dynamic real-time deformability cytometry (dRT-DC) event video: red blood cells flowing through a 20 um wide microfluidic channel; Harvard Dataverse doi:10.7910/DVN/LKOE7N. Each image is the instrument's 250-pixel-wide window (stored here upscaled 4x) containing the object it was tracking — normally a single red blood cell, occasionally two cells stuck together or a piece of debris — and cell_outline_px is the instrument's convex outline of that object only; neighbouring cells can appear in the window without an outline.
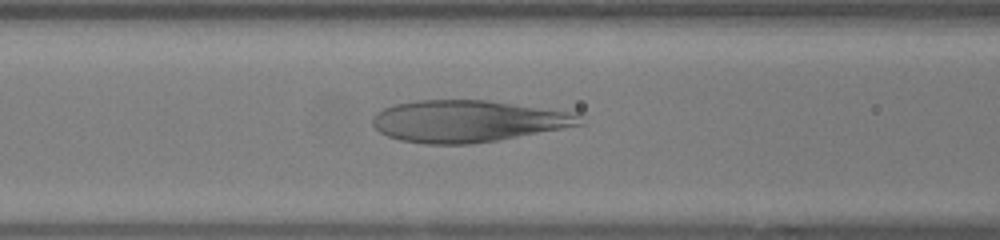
{"species": "human", "species_latin": "Homo sapiens", "temperature_condition": "warm", "stored_images_in_passage": 31, "camera_frame_rate_fps": 3000, "um_per_image_px": 0.085, "donor": {"sex": "female"}, "frame": {"image": 1, "passage_image": 6, "time_ms": 1.667, "image_size_px": [1000, 240], "cell_outline_px": [[584, 124], [564, 128], [496, 140], [472, 144], [424, 144], [400, 140], [388, 136], [380, 132], [372, 124], [372, 116], [376, 112], [384, 108], [396, 104], [416, 100], [488, 100], [580, 112]], "centroid_in_image_um": [39.8, 10.28], "position_along_channel_um": 126.8, "area_um2": 50.86}}
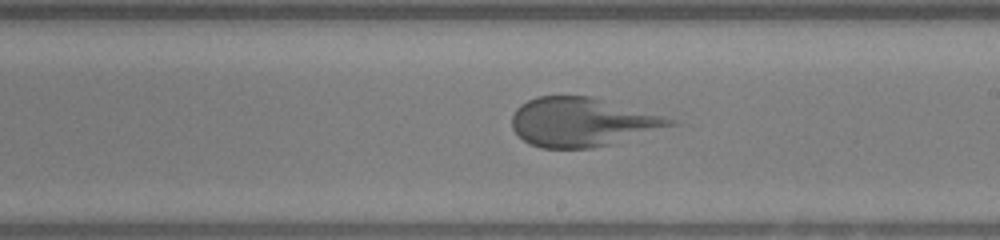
{"frame": {"image": 2, "passage_image": 14, "time_ms": 4.333, "image_size_px": [1000, 240], "cell_outline_px": [[680, 124], [612, 144], [592, 148], [540, 148], [524, 140], [512, 128], [512, 116], [516, 108], [520, 104], [536, 96], [592, 96], [664, 116], [676, 120]], "centroid_in_image_um": [49.5, 10.37], "position_along_channel_um": 239.5, "area_um2": 45.2}}
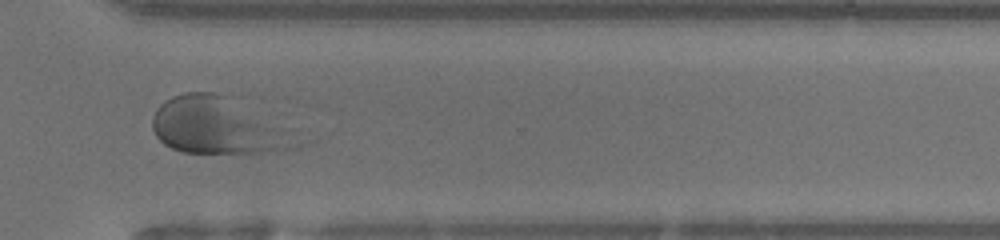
{"frame": {"image": 3, "passage_image": 22, "time_ms": 7.0, "image_size_px": [1000, 240], "cell_outline_px": [[316, 140], [308, 144], [296, 148], [268, 152], [184, 152], [172, 148], [164, 144], [156, 136], [152, 128], [152, 116], [156, 108], [160, 104], [172, 96], [184, 92], [216, 92]], "centroid_in_image_um": [18.7, 10.73], "position_along_channel_um": 351.9, "area_um2": 48.61}}